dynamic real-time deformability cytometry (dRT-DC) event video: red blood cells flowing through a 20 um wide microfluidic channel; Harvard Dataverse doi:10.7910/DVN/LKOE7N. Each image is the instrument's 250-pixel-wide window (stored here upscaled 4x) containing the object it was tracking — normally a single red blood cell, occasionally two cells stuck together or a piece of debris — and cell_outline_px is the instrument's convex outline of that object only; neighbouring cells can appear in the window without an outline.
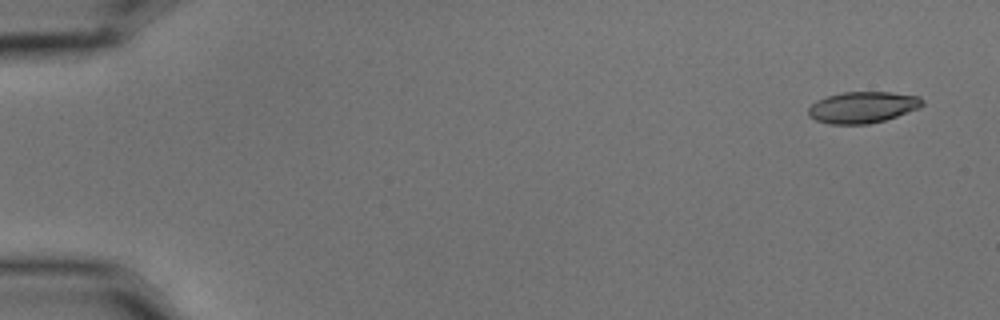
{"species": "common noctule bat (a hibernating species)", "species_latin": "Nyctalus noctula", "temperature_condition": "cold", "stored_images_in_passage": 5, "camera_frame_rate_fps": 3000, "um_per_image_px": 0.085, "animal": {"sex": "male", "body_mass_g": 15.6}, "frame": {"image": 1, "passage_image": 1, "time_ms": 0.0, "image_size_px": [1000, 320], "cell_outline_px": [[924, 104], [920, 108], [884, 120], [868, 124], [828, 124], [816, 120], [808, 116], [808, 108], [816, 100], [828, 96], [844, 92], [892, 92], [920, 96], [924, 100]], "centroid_in_image_um": [73.34, 9.11], "position_along_channel_um": 11.7, "area_um2": 20.92}}